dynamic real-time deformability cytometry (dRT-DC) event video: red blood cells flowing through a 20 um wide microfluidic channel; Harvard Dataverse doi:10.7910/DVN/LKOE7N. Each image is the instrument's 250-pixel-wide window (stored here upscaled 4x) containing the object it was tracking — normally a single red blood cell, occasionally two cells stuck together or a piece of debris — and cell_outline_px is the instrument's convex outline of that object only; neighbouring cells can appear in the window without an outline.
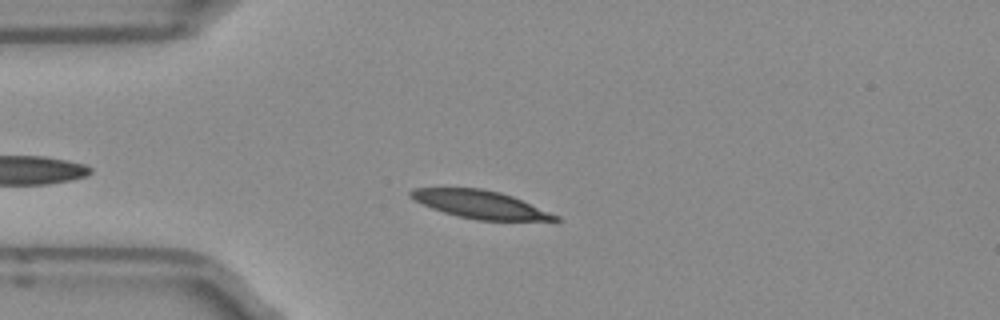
{"species": "Egyptian fruit bat (a non-hibernating species)", "species_latin": "Rousettus aegyptiacus", "temperature_condition": "room temperature", "stored_images_in_passage": 38, "camera_frame_rate_fps": 3000, "um_per_image_px": 0.085, "frame": {"image": 1, "passage_image": 3, "time_ms": 0.667, "image_size_px": [1000, 320], "cell_outline_px": [[560, 220], [476, 220], [456, 216], [432, 208], [408, 196], [408, 192], [412, 188], [480, 188], [500, 192], [512, 196], [560, 216]], "centroid_in_image_um": [40.8, 17.37], "position_along_channel_um": 44.2, "area_um2": 23.24}}
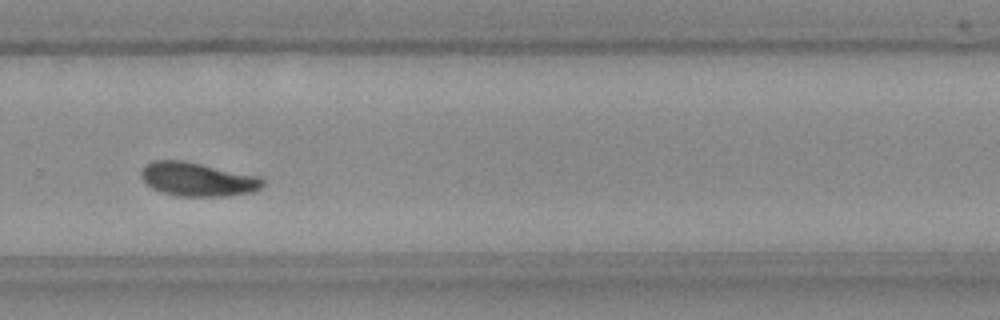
{"frame": {"image": 2, "passage_image": 25, "time_ms": 8.0, "image_size_px": [1000, 320], "cell_outline_px": [[264, 184], [256, 192], [228, 196], [180, 196], [160, 192], [152, 188], [140, 176], [140, 168], [144, 164], [152, 160], [184, 160], [260, 176], [264, 180]], "centroid_in_image_um": [16.79, 15.23], "position_along_channel_um": 313.0, "area_um2": 24.33}}
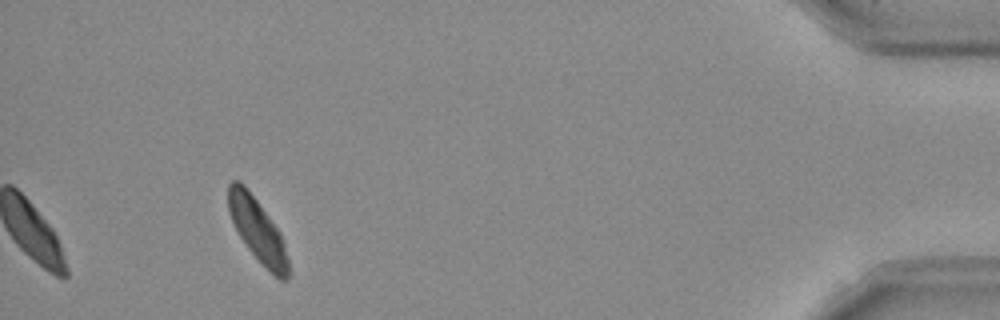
{"frame": {"image": 3, "passage_image": 38, "time_ms": 12.333, "image_size_px": [1000, 320], "cell_outline_px": [[292, 272], [284, 280], [280, 280], [248, 248], [240, 236], [228, 212], [228, 184], [232, 180], [240, 180], [244, 184], [256, 200], [276, 228], [284, 244]], "centroid_in_image_um": [21.88, 19.54], "position_along_channel_um": 413.3, "area_um2": 21.44}, "authors_computed_cell_mechanics": {"area_um2": 23.8425, "velocity_mm_per_s": 3.8956, "shape_relaxation_time_tau1_ms": 4.542, "shape_relaxation_time_tau2_ms": 3.6412, "deformation_change_tau1": 0.1294, "deformation_change_tau2": 0.0649}}